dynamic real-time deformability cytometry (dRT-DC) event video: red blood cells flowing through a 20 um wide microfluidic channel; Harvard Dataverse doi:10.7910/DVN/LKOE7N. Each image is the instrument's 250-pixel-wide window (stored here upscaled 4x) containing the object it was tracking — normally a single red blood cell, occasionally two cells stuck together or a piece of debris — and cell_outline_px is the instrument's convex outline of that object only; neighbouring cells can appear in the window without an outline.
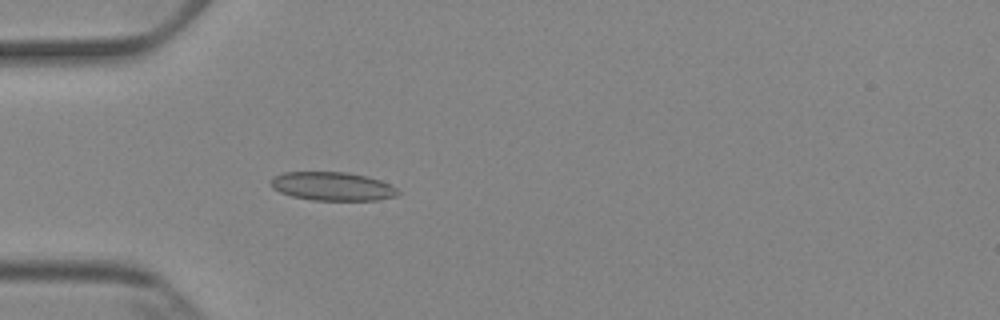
{"species": "Egyptian fruit bat (a non-hibernating species)", "species_latin": "Rousettus aegyptiacus", "temperature_condition": "cold", "stored_images_in_passage": 5, "camera_frame_rate_fps": 3000, "um_per_image_px": 0.085, "animal": {"sex": "female"}, "frame": {"image": 1, "passage_image": 5, "time_ms": 4.667, "image_size_px": [1000, 320], "cell_outline_px": [[400, 192], [396, 196], [376, 200], [312, 200], [292, 196], [280, 192], [272, 188], [272, 176], [284, 172], [348, 172], [368, 176], [380, 180], [396, 188]], "centroid_in_image_um": [28.25, 15.83], "position_along_channel_um": 56.7, "area_um2": 21.15}}